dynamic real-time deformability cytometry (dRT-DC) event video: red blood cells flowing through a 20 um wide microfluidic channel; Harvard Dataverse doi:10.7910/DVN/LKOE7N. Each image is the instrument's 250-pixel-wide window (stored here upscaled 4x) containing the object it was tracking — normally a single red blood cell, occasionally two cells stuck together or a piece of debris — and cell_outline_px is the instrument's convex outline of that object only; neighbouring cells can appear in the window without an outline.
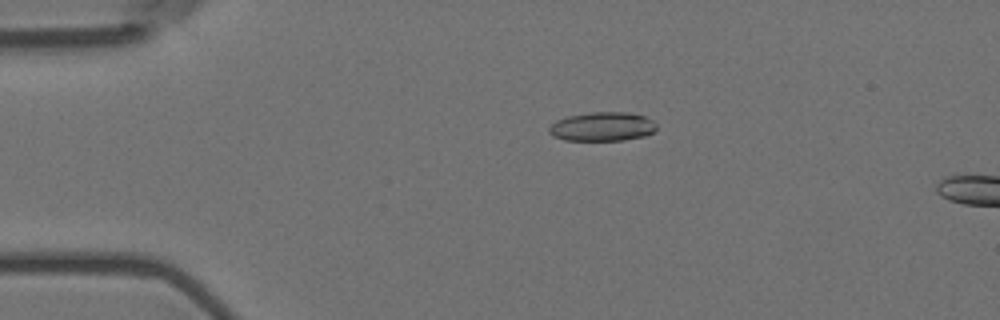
{"species": "Egyptian fruit bat (a non-hibernating species)", "species_latin": "Rousettus aegyptiacus", "temperature_condition": "room temperature", "stored_images_in_passage": 52, "segment_of_instrument_passage": [1, 2], "camera_frame_rate_fps": 3000, "um_per_image_px": 0.085, "animal": {"sex": "female"}, "frame": {"image": 1, "passage_image": 6, "time_ms": 1.667, "image_size_px": [1000, 320], "cell_outline_px": [[656, 132], [644, 136], [624, 140], [564, 140], [552, 136], [548, 132], [548, 128], [556, 120], [568, 116], [592, 112], [628, 112], [644, 116], [652, 120], [656, 124]], "centroid_in_image_um": [51.2, 10.76], "position_along_channel_um": 33.8, "area_um2": 18.26}}
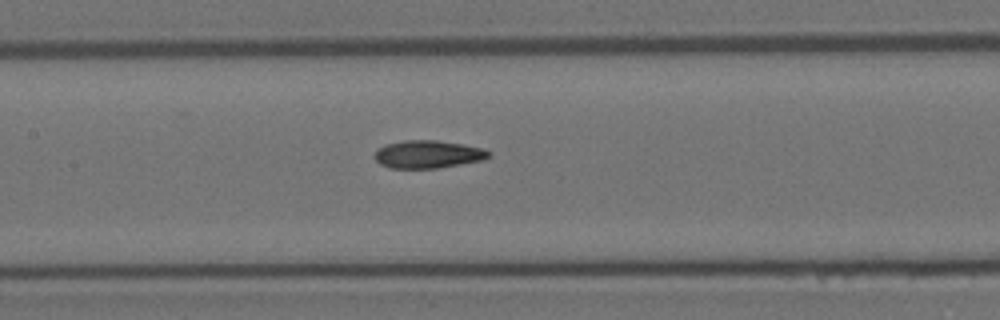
{"frame": {"image": 2, "passage_image": 21, "time_ms": 6.667, "image_size_px": [1000, 320], "cell_outline_px": [[492, 152], [484, 160], [436, 168], [388, 168], [380, 164], [376, 160], [376, 152], [384, 144], [404, 140], [436, 140], [484, 148]], "centroid_in_image_um": [36.38, 13.11], "position_along_channel_um": 171.0, "area_um2": 18.38}}
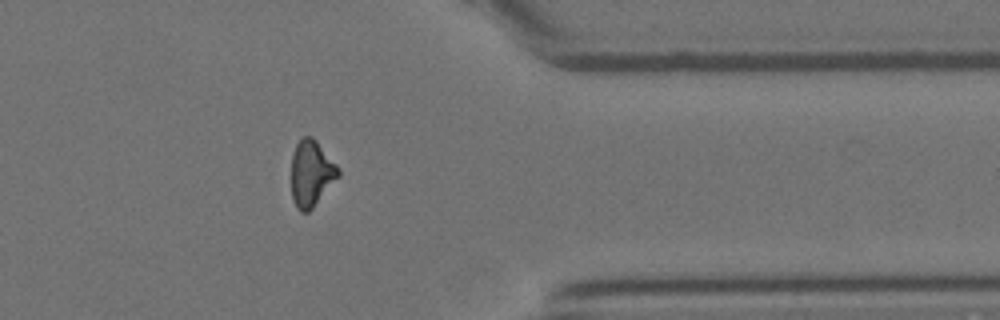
{"frame": {"image": 3, "passage_image": 40, "time_ms": 13.0, "image_size_px": [1000, 320], "cell_outline_px": [[340, 176], [312, 208], [308, 212], [300, 212], [296, 208], [292, 200], [292, 152], [300, 136], [312, 136], [316, 140], [340, 168]], "centroid_in_image_um": [26.46, 14.72], "position_along_channel_um": 384.9, "area_um2": 18.32}}